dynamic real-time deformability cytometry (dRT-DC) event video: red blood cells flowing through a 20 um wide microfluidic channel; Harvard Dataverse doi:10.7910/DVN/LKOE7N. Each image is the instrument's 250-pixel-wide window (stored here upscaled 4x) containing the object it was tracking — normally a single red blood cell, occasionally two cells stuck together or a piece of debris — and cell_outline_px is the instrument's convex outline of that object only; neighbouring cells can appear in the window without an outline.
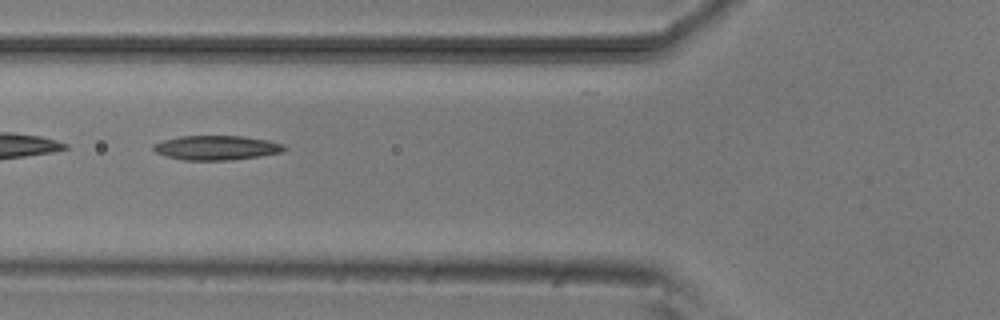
{"species": "common noctule bat (a hibernating species)", "species_latin": "Nyctalus noctula", "temperature_condition": "room temperature", "stored_images_in_passage": 10, "camera_frame_rate_fps": 3000, "um_per_image_px": 0.085, "animal": {"sex": "male", "body_mass_g": 20.5, "forearm_length_mm": 52.5}, "frame": {"image": 1, "passage_image": 6, "time_ms": 6.667, "image_size_px": [1000, 320], "cell_outline_px": [[288, 148], [284, 152], [260, 156], [232, 160], [184, 160], [168, 156], [156, 152], [152, 148], [152, 144], [164, 140], [180, 136], [244, 136], [268, 140], [284, 144]], "centroid_in_image_um": [18.45, 12.55], "position_along_channel_um": 107.3, "area_um2": 18.73}}
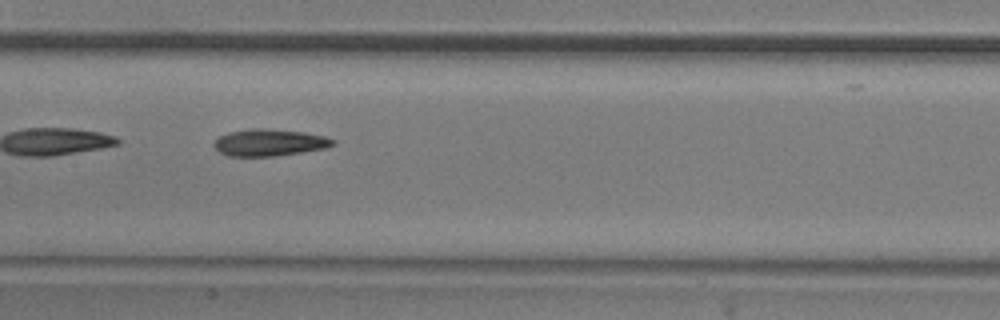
{"frame": {"image": 2, "passage_image": 8, "time_ms": 8.667, "image_size_px": [1000, 320], "cell_outline_px": [[336, 144], [324, 148], [300, 152], [272, 156], [228, 156], [220, 152], [212, 144], [220, 136], [232, 132], [252, 128], [268, 128], [304, 132], [324, 136], [336, 140]], "centroid_in_image_um": [22.92, 12.11], "position_along_channel_um": 184.5, "area_um2": 18.44}}
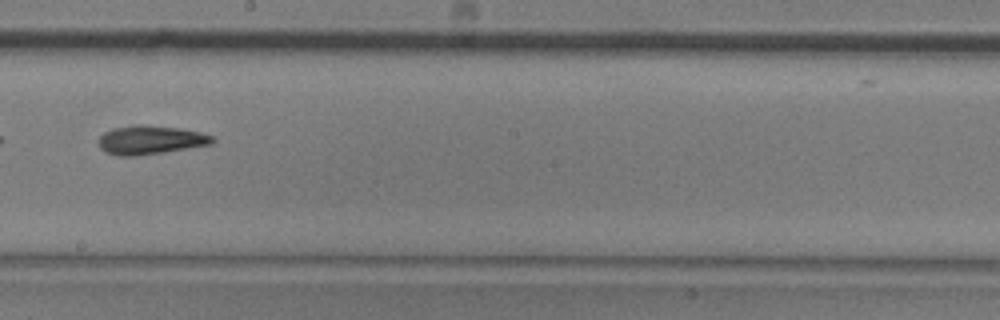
{"frame": {"image": 3, "passage_image": 9, "time_ms": 10.0, "image_size_px": [1000, 320], "cell_outline_px": [[216, 140], [212, 144], [164, 152], [136, 156], [120, 156], [108, 152], [100, 148], [100, 136], [104, 132], [112, 128], [136, 124], [148, 124], [180, 128], [200, 132], [212, 136]], "centroid_in_image_um": [12.81, 11.88], "position_along_channel_um": 235.4, "area_um2": 19.13}}